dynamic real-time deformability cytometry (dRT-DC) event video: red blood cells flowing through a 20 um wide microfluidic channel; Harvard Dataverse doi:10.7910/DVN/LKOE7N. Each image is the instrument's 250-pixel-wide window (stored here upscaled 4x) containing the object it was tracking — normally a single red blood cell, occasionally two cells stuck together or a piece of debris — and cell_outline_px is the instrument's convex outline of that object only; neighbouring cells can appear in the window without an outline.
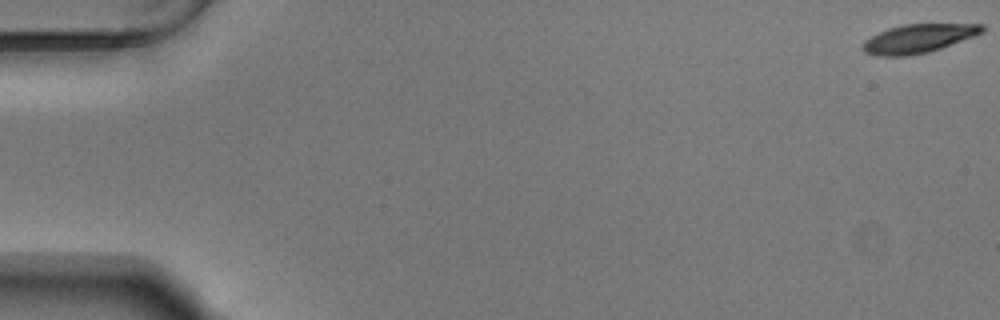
{"species": "Egyptian fruit bat (a non-hibernating species)", "species_latin": "Rousettus aegyptiacus", "temperature_condition": "warm", "stored_images_in_passage": 56, "camera_frame_rate_fps": 3000, "um_per_image_px": 0.085, "animal": {"sex": "male"}, "frame": {"image": 1, "passage_image": 1, "time_ms": 0.0, "image_size_px": [1000, 320], "cell_outline_px": [[984, 32], [940, 48], [928, 52], [904, 56], [880, 56], [864, 52], [860, 48], [864, 40], [888, 28], [904, 24], [984, 24]], "centroid_in_image_um": [78.03, 3.27], "position_along_channel_um": 7.0, "area_um2": 19.77}}
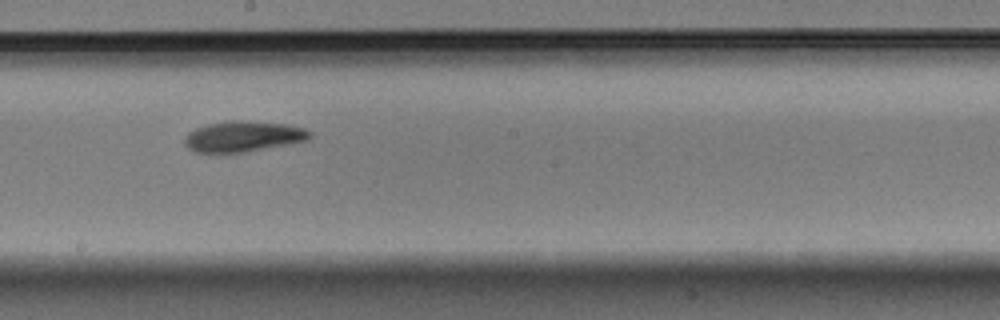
{"frame": {"image": 2, "passage_image": 32, "time_ms": 10.333, "image_size_px": [1000, 320], "cell_outline_px": [[312, 136], [304, 140], [244, 152], [216, 156], [192, 152], [184, 144], [184, 136], [188, 132], [196, 128], [208, 124], [232, 120], [244, 120], [288, 124], [304, 128], [312, 132]], "centroid_in_image_um": [20.55, 11.63], "position_along_channel_um": 227.6, "area_um2": 22.95}}
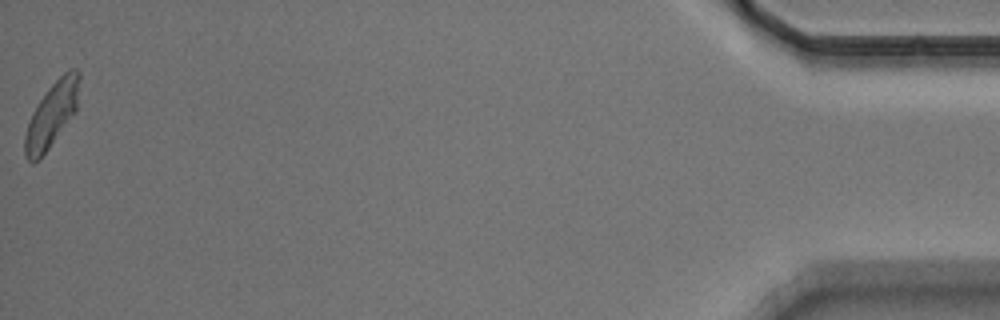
{"frame": {"image": 3, "passage_image": 56, "time_ms": 18.333, "image_size_px": [1000, 320], "cell_outline_px": [[80, 76], [76, 112], [40, 160], [32, 164], [24, 156], [24, 136], [32, 112], [48, 88], [68, 68], [76, 68], [80, 72]], "centroid_in_image_um": [4.4, 9.77], "position_along_channel_um": 430.8, "area_um2": 20.75}, "authors_computed_cell_mechanics": {"area_um2": 20.9236, "velocity_mm_per_s": 3.7034, "shape_relaxation_time_tau1_ms": 4.1206, "shape_relaxation_time_tau2_ms": 3.2649, "deformation_change_tau1": 0.166, "deformation_change_tau2": 0.1017}}